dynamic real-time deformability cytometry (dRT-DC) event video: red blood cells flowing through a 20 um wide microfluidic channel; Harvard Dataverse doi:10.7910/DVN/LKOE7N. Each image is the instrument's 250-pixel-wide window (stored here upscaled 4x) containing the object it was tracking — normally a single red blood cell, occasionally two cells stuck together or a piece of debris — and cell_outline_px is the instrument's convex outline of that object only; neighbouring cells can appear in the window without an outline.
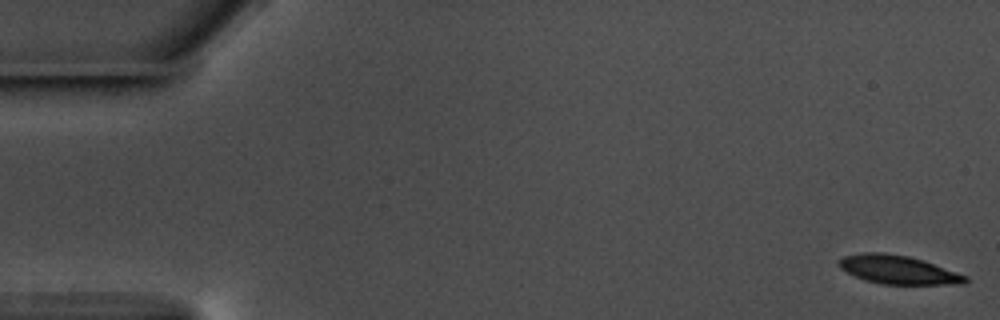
{"species": "common noctule bat (a hibernating species)", "species_latin": "Nyctalus noctula", "temperature_condition": "warm", "stored_images_in_passage": 58, "segment_of_instrument_passage": [1, 2], "camera_frame_rate_fps": 3000, "um_per_image_px": 0.085, "animal": {"sex": "male", "body_mass_g": 17.5, "forearm_length_mm": 52.3}, "frame": {"image": 1, "passage_image": 1, "time_ms": 0.0, "image_size_px": [1000, 320], "cell_outline_px": [[968, 280], [964, 284], [880, 284], [864, 280], [840, 268], [836, 264], [836, 260], [844, 256], [864, 252], [884, 252], [908, 256], [924, 260], [968, 276]], "centroid_in_image_um": [76.32, 22.92], "position_along_channel_um": 8.7, "area_um2": 21.21}}
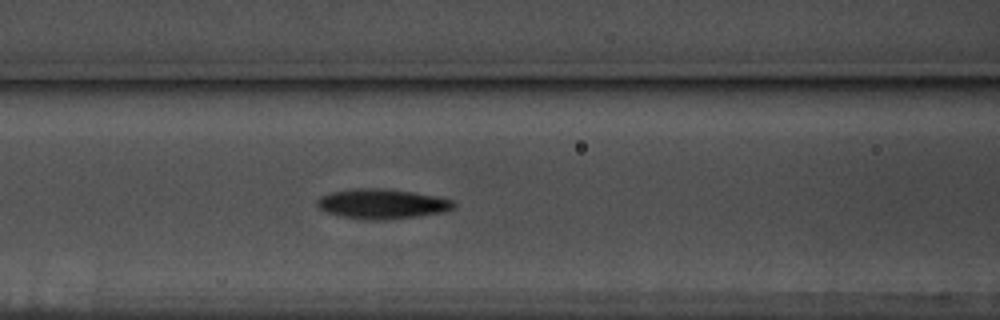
{"frame": {"image": 2, "passage_image": 24, "time_ms": 7.667, "image_size_px": [1000, 320], "cell_outline_px": [[456, 204], [452, 208], [444, 212], [420, 216], [384, 220], [368, 220], [340, 216], [328, 212], [320, 208], [316, 204], [316, 200], [320, 196], [332, 192], [356, 188], [384, 188], [412, 192], [436, 196], [452, 200]], "centroid_in_image_um": [32.47, 17.33], "position_along_channel_um": 134.1, "area_um2": 23.76}}
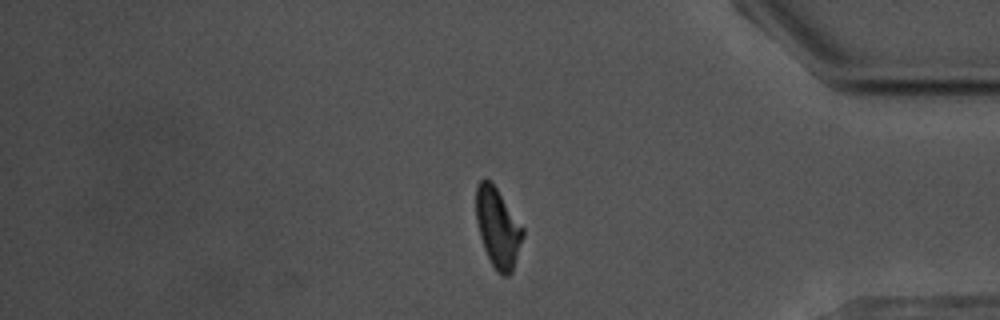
{"frame": {"image": 3, "passage_image": 48, "time_ms": 15.667, "image_size_px": [1000, 320], "cell_outline_px": [[524, 236], [512, 272], [508, 276], [504, 276], [496, 272], [484, 248], [480, 236], [476, 220], [476, 184], [484, 176], [496, 188], [524, 228]], "centroid_in_image_um": [42.31, 19.36], "position_along_channel_um": 392.9, "area_um2": 21.62}}